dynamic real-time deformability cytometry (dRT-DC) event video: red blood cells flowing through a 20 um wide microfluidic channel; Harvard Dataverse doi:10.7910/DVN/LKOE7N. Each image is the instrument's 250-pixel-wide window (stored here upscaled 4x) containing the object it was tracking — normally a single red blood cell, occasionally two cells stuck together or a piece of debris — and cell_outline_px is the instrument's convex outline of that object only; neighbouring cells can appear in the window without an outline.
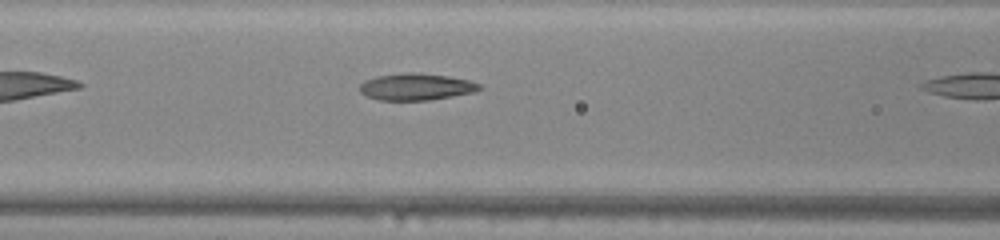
{"species": "common noctule bat (a hibernating species)", "species_latin": "Nyctalus noctula", "temperature_condition": "warm", "stored_images_in_passage": 6, "camera_frame_rate_fps": 3000, "um_per_image_px": 0.085, "animal": {"sex": "male", "body_mass_g": 20.0, "forearm_length_mm": 53.3}, "frame": {"image": 1, "passage_image": 5, "time_ms": 1.333, "image_size_px": [1000, 240], "cell_outline_px": [[484, 88], [472, 92], [452, 96], [428, 100], [380, 100], [368, 96], [360, 92], [360, 84], [364, 80], [376, 76], [404, 72], [420, 72], [448, 76], [468, 80], [480, 84]], "centroid_in_image_um": [35.36, 7.36], "position_along_channel_um": 131.2, "area_um2": 18.73}}